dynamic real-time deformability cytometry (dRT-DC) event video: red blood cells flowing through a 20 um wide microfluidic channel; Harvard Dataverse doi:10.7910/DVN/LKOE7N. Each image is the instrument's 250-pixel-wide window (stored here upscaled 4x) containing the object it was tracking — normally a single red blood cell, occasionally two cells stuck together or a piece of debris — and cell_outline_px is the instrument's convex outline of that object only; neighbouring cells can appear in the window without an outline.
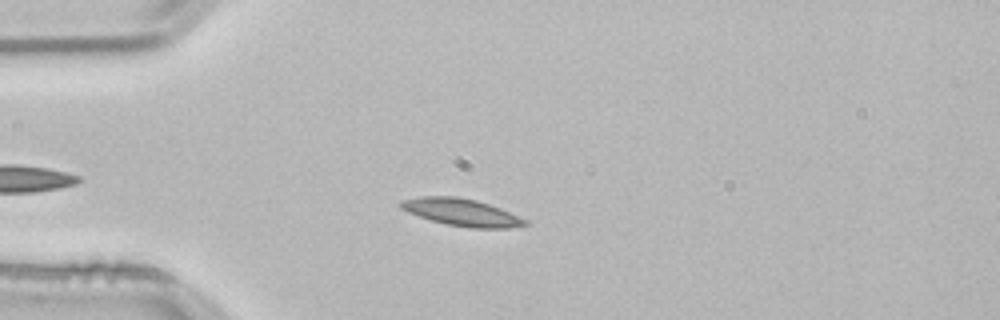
{"species": "common noctule bat (a hibernating species)", "species_latin": "Nyctalus noctula", "temperature_condition": "room temperature", "stored_images_in_passage": 39, "camera_frame_rate_fps": 3000, "um_per_image_px": 0.085, "animal": {"sex": "male", "body_mass_g": 21.5, "forearm_length_mm": 52.0}, "frame": {"image": 1, "passage_image": 8, "time_ms": 2.333, "image_size_px": [1000, 320], "cell_outline_px": [[532, 224], [508, 228], [468, 228], [448, 224], [432, 220], [408, 212], [400, 208], [400, 200], [420, 196], [456, 196], [476, 200], [500, 208], [528, 220]], "centroid_in_image_um": [39.26, 18.04], "position_along_channel_um": 45.7, "area_um2": 19.71}}
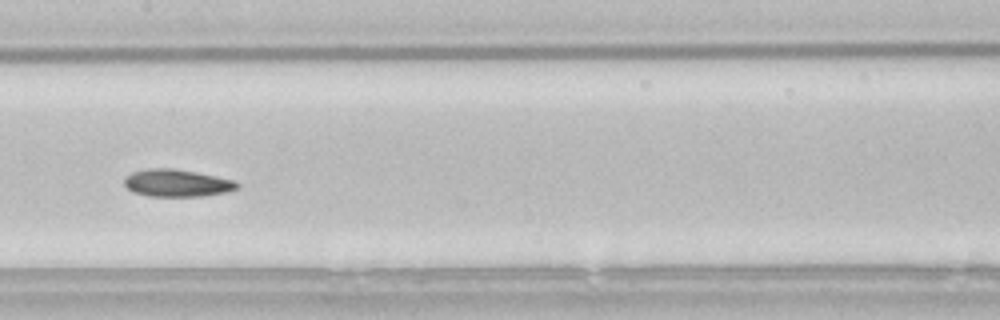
{"frame": {"image": 2, "passage_image": 21, "time_ms": 6.667, "image_size_px": [1000, 320], "cell_outline_px": [[240, 188], [228, 192], [200, 196], [148, 196], [132, 192], [124, 184], [124, 176], [132, 172], [148, 168], [172, 168], [196, 172], [236, 180], [240, 184]], "centroid_in_image_um": [15.06, 15.55], "position_along_channel_um": 192.3, "area_um2": 18.21}}
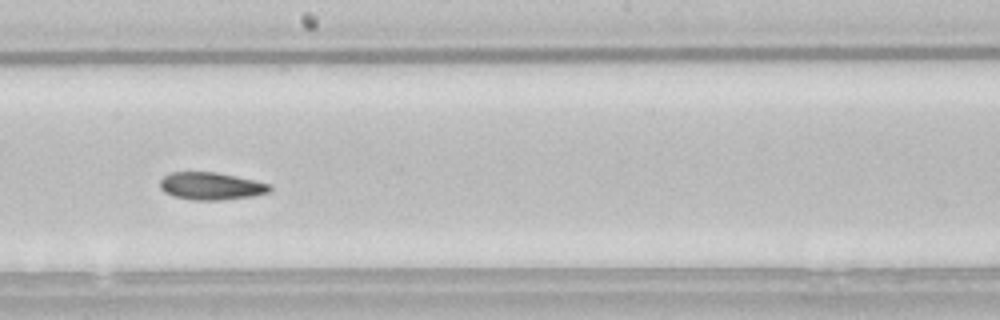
{"frame": {"image": 3, "passage_image": 24, "time_ms": 7.667, "image_size_px": [1000, 320], "cell_outline_px": [[272, 188], [268, 192], [252, 196], [220, 200], [192, 200], [172, 196], [164, 192], [160, 188], [160, 180], [168, 172], [216, 172], [236, 176], [268, 184]], "centroid_in_image_um": [17.87, 15.81], "position_along_channel_um": 230.3, "area_um2": 17.51}, "authors_computed_cell_mechanics": {"area_um2": 18.3226, "velocity_mm_per_s": 3.8006, "shape_relaxation_time_tau1_ms": 7.0627, "shape_relaxation_time_tau2_ms": 5.1254, "deformation_change_tau1": 0.1243, "deformation_change_tau2": 0.1135}}